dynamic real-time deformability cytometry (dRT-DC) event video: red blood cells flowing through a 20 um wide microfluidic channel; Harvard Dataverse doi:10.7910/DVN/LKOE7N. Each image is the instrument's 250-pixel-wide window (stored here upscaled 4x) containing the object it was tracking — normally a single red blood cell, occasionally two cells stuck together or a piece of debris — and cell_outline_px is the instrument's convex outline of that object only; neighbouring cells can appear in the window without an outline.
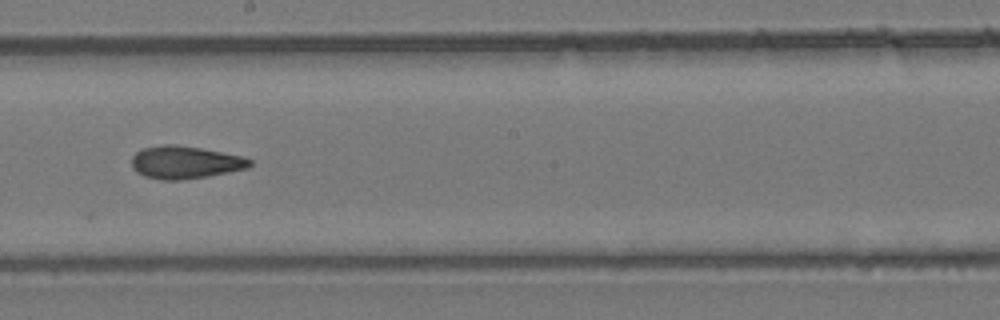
{"species": "common noctule bat (a hibernating species)", "species_latin": "Nyctalus noctula", "temperature_condition": "room temperature", "stored_images_in_passage": 7, "camera_frame_rate_fps": 3000, "um_per_image_px": 0.085, "animal": {"sex": "female", "body_mass_g": 24.6, "forearm_length_mm": 56.2}, "frame": {"image": 1, "passage_image": 7, "time_ms": 2.0, "image_size_px": [1000, 320], "cell_outline_px": [[252, 164], [248, 168], [208, 176], [180, 180], [160, 180], [144, 176], [136, 172], [132, 168], [132, 156], [136, 152], [144, 148], [164, 144], [176, 144], [200, 148], [240, 156], [252, 160]], "centroid_in_image_um": [15.7, 13.8], "position_along_channel_um": 232.5, "area_um2": 22.43}}